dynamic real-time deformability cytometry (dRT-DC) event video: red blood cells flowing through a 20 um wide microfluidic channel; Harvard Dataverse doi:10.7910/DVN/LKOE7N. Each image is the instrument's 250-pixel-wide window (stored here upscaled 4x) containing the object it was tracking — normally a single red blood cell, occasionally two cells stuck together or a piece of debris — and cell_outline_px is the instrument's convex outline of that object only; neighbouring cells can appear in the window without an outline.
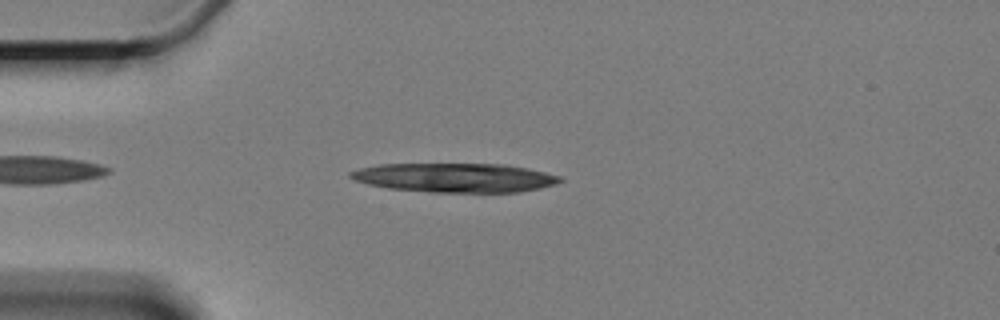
{"species": "Egyptian fruit bat (a non-hibernating species)", "species_latin": "Rousettus aegyptiacus", "temperature_condition": "cold", "stored_images_in_passage": 6, "camera_frame_rate_fps": 3000, "um_per_image_px": 0.085, "animal": {"sex": "female"}, "frame": {"image": 1, "passage_image": 4, "time_ms": 3.667, "image_size_px": [1000, 320], "cell_outline_px": [[564, 180], [556, 184], [540, 188], [520, 192], [428, 192], [388, 188], [368, 184], [356, 180], [348, 176], [348, 172], [360, 168], [380, 164], [504, 164], [528, 168], [560, 176]], "centroid_in_image_um": [38.68, 15.1], "position_along_channel_um": 46.3, "area_um2": 35.6}}